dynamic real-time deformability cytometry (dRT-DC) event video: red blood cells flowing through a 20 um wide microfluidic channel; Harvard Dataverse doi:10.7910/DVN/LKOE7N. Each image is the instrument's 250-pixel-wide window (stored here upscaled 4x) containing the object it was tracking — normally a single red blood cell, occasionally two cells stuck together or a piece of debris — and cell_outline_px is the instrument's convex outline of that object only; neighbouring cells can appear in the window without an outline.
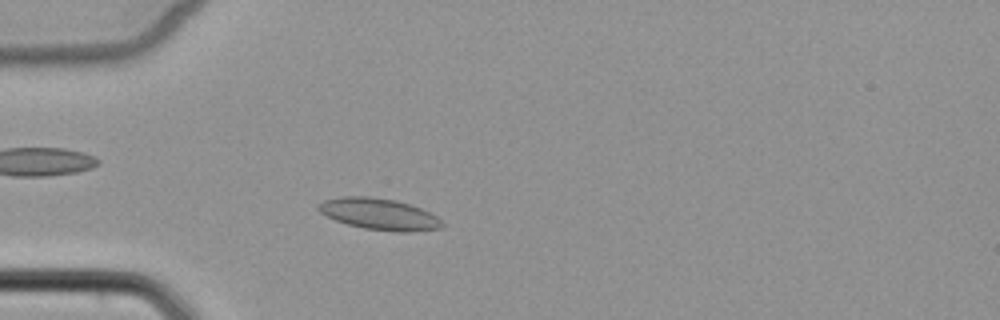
{"species": "common noctule bat (a hibernating species)", "species_latin": "Nyctalus noctula", "temperature_condition": "cold", "stored_images_in_passage": 6, "camera_frame_rate_fps": 3000, "um_per_image_px": 0.085, "animal": {"sex": "female", "body_mass_g": 22.7, "forearm_length_mm": 54.2}, "frame": {"image": 1, "passage_image": 6, "time_ms": 6.0, "image_size_px": [1000, 320], "cell_outline_px": [[444, 228], [412, 232], [396, 232], [364, 228], [348, 224], [336, 220], [320, 212], [316, 208], [316, 204], [324, 200], [340, 196], [368, 196], [396, 200], [420, 208], [436, 216], [444, 224]], "centroid_in_image_um": [32.23, 18.2], "position_along_channel_um": 52.8, "area_um2": 22.72}}